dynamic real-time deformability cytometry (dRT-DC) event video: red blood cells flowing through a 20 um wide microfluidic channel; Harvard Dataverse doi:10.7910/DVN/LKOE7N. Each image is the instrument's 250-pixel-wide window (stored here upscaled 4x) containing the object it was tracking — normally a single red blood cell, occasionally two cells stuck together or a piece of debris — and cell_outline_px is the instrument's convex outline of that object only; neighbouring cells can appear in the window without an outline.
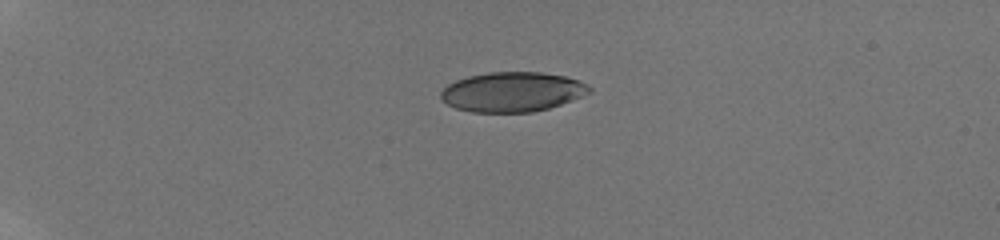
{"species": "human", "species_latin": "Homo sapiens", "temperature_condition": "room temperature", "stored_images_in_passage": 41, "camera_frame_rate_fps": 3000, "um_per_image_px": 0.085, "donor": {"sex": "male"}, "frame": {"image": 1, "passage_image": 1, "time_ms": 0.0, "image_size_px": [1000, 240], "cell_outline_px": [[592, 92], [572, 100], [548, 108], [532, 112], [472, 112], [456, 108], [440, 100], [440, 92], [448, 84], [456, 80], [468, 76], [488, 72], [540, 72], [564, 76], [588, 84], [592, 88]], "centroid_in_image_um": [43.53, 7.81], "position_along_channel_um": 41.5, "area_um2": 34.39}}
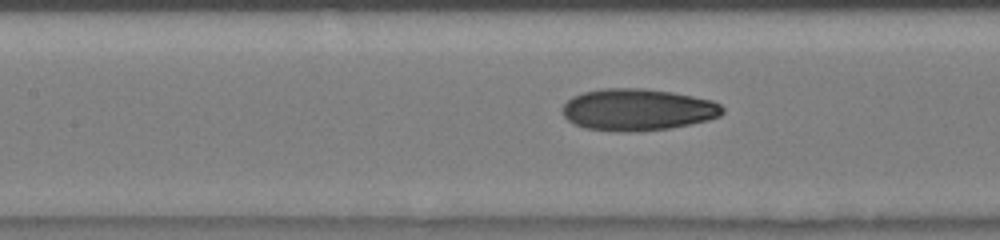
{"frame": {"image": 2, "passage_image": 15, "time_ms": 4.667, "image_size_px": [1000, 240], "cell_outline_px": [[724, 112], [720, 116], [708, 120], [672, 128], [632, 132], [624, 132], [584, 128], [568, 120], [560, 112], [560, 108], [572, 96], [584, 92], [604, 88], [644, 88], [672, 92], [712, 100], [720, 104], [724, 108]], "centroid_in_image_um": [54.19, 9.32], "position_along_channel_um": 153.2, "area_um2": 39.25}}
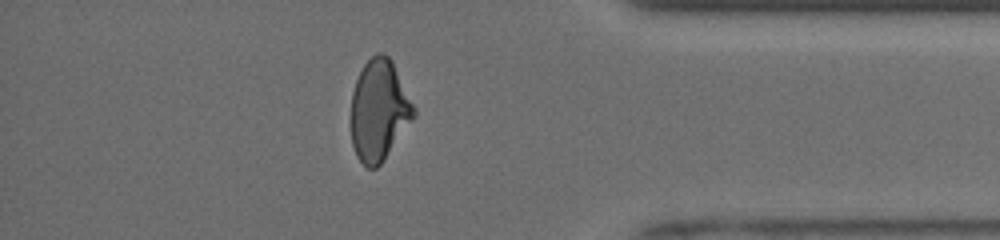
{"frame": {"image": 3, "passage_image": 35, "time_ms": 11.333, "image_size_px": [1000, 240], "cell_outline_px": [[416, 116], [384, 160], [376, 168], [368, 168], [356, 156], [352, 144], [352, 92], [356, 80], [364, 64], [376, 52], [380, 52], [388, 56], [392, 60], [416, 108]], "centroid_in_image_um": [32.24, 9.37], "position_along_channel_um": 403.0, "area_um2": 36.93}, "authors_computed_cell_mechanics": {"area_um2": 36.9342, "velocity_mm_per_s": 3.9879, "shape_relaxation_time_tau1_ms": 6.6523, "shape_relaxation_time_tau2_ms": 1.3444, "deformation_change_tau1": 0.202, "deformation_change_tau2": 0.0715}}